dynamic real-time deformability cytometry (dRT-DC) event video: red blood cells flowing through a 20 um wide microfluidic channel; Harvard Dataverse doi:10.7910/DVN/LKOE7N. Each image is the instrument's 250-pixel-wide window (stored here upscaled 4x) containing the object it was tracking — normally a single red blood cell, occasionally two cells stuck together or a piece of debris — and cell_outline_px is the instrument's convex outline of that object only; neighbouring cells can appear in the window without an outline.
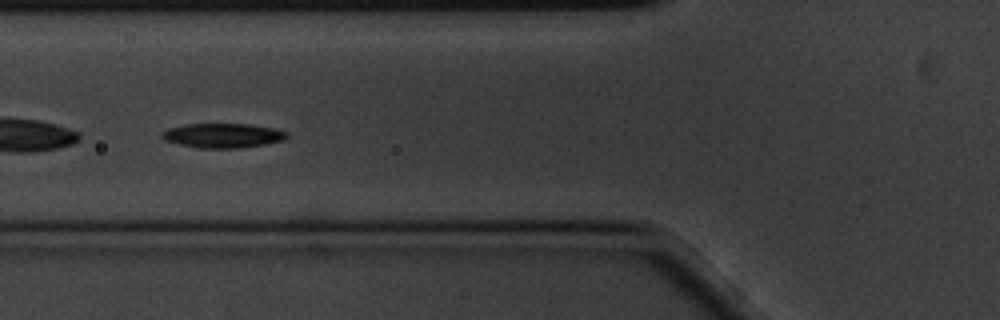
{"species": "common noctule bat (a hibernating species)", "species_latin": "Nyctalus noctula", "temperature_condition": "cold", "stored_images_in_passage": 58, "camera_frame_rate_fps": 3000, "um_per_image_px": 0.085, "animal": {"sex": "male", "body_mass_g": 20.1, "forearm_length_mm": 53.5}, "frame": {"image": 1, "passage_image": 21, "time_ms": 6.667, "image_size_px": [1000, 320], "cell_outline_px": [[288, 136], [284, 140], [264, 144], [240, 148], [200, 148], [180, 144], [164, 140], [160, 136], [168, 128], [184, 124], [248, 124], [276, 128], [288, 132]], "centroid_in_image_um": [18.96, 11.51], "position_along_channel_um": 106.8, "area_um2": 17.8}}
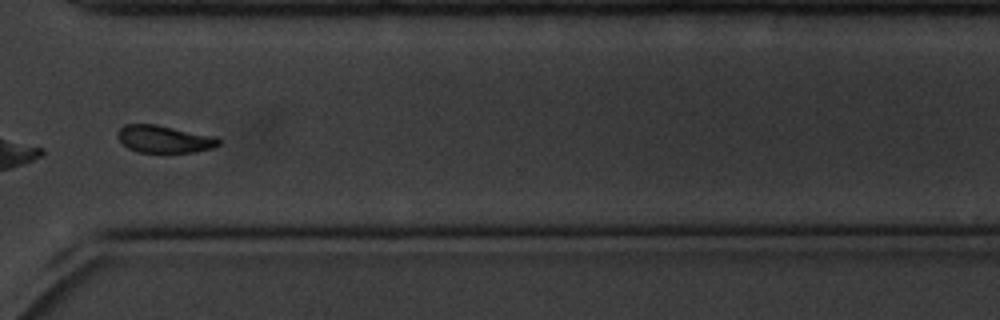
{"frame": {"image": 2, "passage_image": 43, "time_ms": 14.0, "image_size_px": [1000, 320], "cell_outline_px": [[220, 144], [212, 148], [196, 152], [140, 152], [128, 148], [116, 136], [116, 132], [124, 124], [156, 124], [216, 136], [220, 140]], "centroid_in_image_um": [13.96, 11.81], "position_along_channel_um": 356.6, "area_um2": 16.18}}
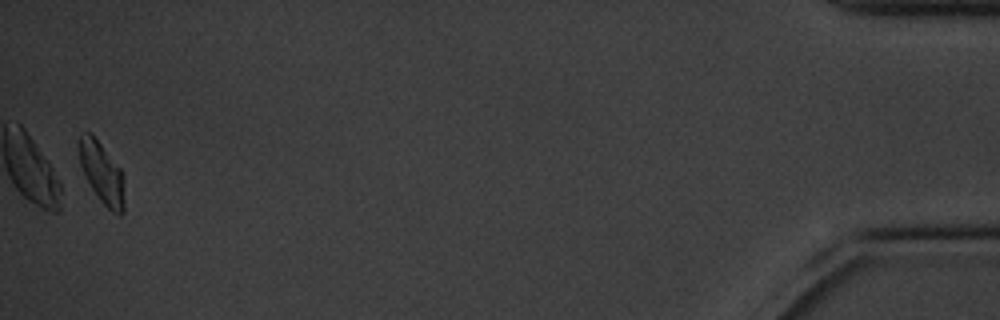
{"frame": {"image": 3, "passage_image": 57, "time_ms": 18.667, "image_size_px": [1000, 320], "cell_outline_px": [[124, 212], [120, 216], [112, 212], [100, 200], [84, 176], [80, 164], [76, 148], [80, 136], [88, 132], [92, 132], [120, 168], [124, 180]], "centroid_in_image_um": [8.64, 14.68], "position_along_channel_um": 426.6, "area_um2": 16.53}, "authors_computed_cell_mechanics": {"area_um2": 17.6868, "velocity_mm_per_s": 3.4058, "shape_relaxation_time_tau1_ms": null, "shape_relaxation_time_tau2_ms": 10.8932, "deformation_change_tau1": null, "deformation_change_tau2": 0.1421}}